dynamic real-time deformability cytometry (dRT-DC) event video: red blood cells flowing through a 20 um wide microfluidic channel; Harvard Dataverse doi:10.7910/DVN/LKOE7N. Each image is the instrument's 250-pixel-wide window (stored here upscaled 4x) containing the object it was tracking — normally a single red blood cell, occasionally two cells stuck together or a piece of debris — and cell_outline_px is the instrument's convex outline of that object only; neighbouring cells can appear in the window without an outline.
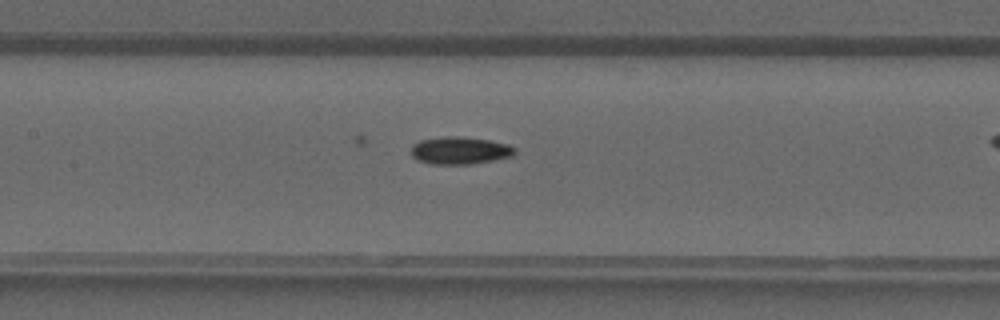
{"species": "common noctule bat (a hibernating species)", "species_latin": "Nyctalus noctula", "temperature_condition": "warm", "stored_images_in_passage": 31, "camera_frame_rate_fps": 3000, "um_per_image_px": 0.085, "animal": {"sex": "male", "forearm_length_mm": 52.5}, "frame": {"image": 1, "passage_image": 18, "time_ms": 5.667, "image_size_px": [1000, 320], "cell_outline_px": [[516, 152], [512, 156], [472, 164], [428, 164], [416, 160], [412, 156], [412, 144], [420, 140], [448, 136], [456, 136], [488, 140], [508, 144], [516, 148]], "centroid_in_image_um": [39.07, 12.8], "position_along_channel_um": 168.3, "area_um2": 16.59}}
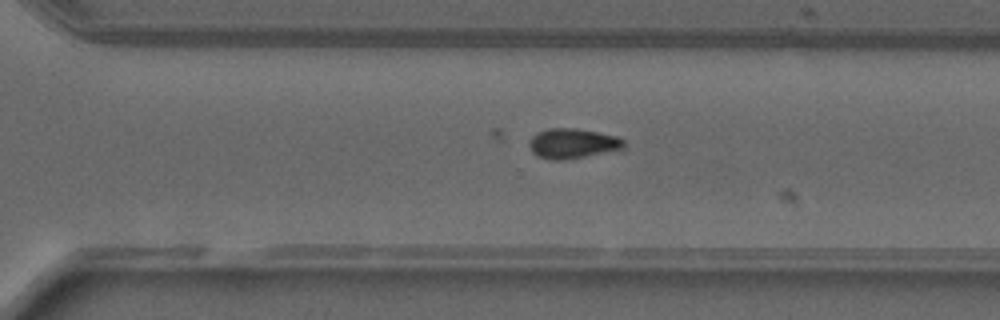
{"frame": {"image": 2, "passage_image": 27, "time_ms": 8.667, "image_size_px": [1000, 320], "cell_outline_px": [[624, 148], [564, 160], [552, 160], [536, 156], [532, 152], [528, 144], [528, 140], [536, 132], [548, 128], [572, 128], [596, 132], [616, 136], [624, 140]], "centroid_in_image_um": [48.59, 12.19], "position_along_channel_um": 322.0, "area_um2": 16.42}}